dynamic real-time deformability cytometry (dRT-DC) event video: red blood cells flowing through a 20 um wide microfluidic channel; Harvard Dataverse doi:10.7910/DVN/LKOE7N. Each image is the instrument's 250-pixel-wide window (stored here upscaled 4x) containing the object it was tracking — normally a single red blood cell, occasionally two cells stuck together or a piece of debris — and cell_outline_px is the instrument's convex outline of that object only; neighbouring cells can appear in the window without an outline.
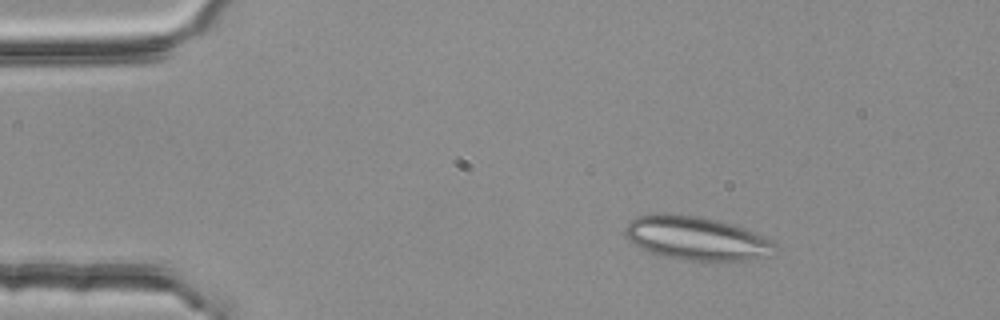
{"species": "common noctule bat (a hibernating species)", "species_latin": "Nyctalus noctula", "temperature_condition": "room temperature", "stored_images_in_passage": 3, "camera_frame_rate_fps": 3000, "um_per_image_px": 0.085, "animal": {"sex": "female", "body_mass_g": 25.1}, "frame": {"image": 1, "passage_image": 1, "time_ms": 0.0, "image_size_px": [1000, 320], "cell_outline_px": [[776, 244], [764, 256], [748, 260], [684, 260], [664, 256], [640, 248], [632, 244], [628, 240], [624, 232], [624, 228], [636, 216], [660, 212], [668, 212], [704, 216], [740, 224]], "centroid_in_image_um": [59.12, 20.2], "position_along_channel_um": 25.9, "area_um2": 38.38}}